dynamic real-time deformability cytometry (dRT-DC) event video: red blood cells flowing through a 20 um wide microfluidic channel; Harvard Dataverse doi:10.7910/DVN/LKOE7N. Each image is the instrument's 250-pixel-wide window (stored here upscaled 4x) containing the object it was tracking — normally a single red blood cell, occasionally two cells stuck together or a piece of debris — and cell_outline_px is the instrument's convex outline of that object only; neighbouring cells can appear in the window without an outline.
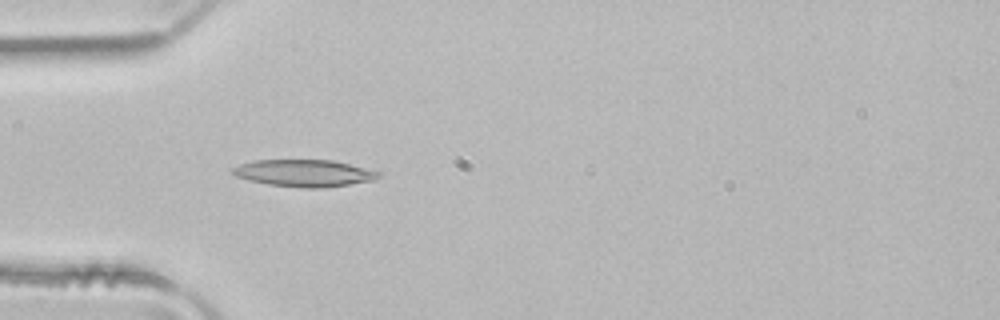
{"species": "common noctule bat (a hibernating species)", "species_latin": "Nyctalus noctula", "temperature_condition": "room temperature", "stored_images_in_passage": 3, "camera_frame_rate_fps": 3000, "um_per_image_px": 0.085, "animal": {"sex": "male", "body_mass_g": 21.5, "forearm_length_mm": 52.0}, "frame": {"image": 1, "passage_image": 3, "time_ms": 0.667, "image_size_px": [1000, 320], "cell_outline_px": [[380, 176], [372, 180], [324, 188], [300, 188], [268, 184], [248, 180], [236, 176], [232, 172], [232, 168], [240, 164], [256, 160], [332, 160], [380, 172]], "centroid_in_image_um": [25.82, 14.72], "position_along_channel_um": 59.2, "area_um2": 22.72}}